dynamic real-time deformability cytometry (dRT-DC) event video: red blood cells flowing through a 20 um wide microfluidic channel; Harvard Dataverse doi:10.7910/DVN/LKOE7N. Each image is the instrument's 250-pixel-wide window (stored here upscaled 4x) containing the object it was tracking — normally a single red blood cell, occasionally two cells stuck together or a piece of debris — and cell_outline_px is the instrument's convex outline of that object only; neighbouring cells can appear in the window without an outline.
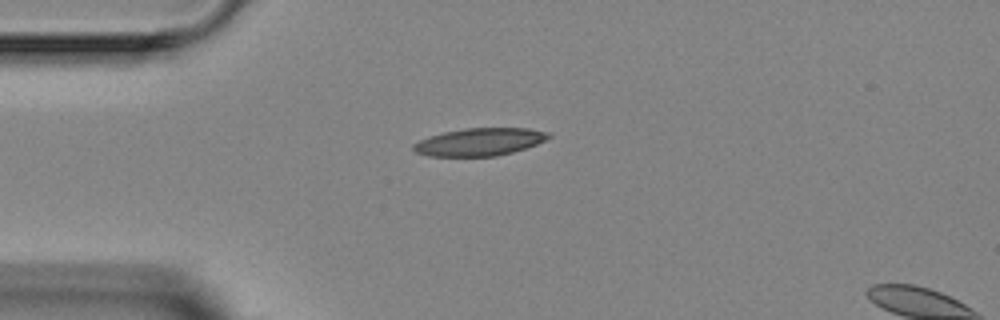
{"species": "Egyptian fruit bat (a non-hibernating species)", "species_latin": "Rousettus aegyptiacus", "temperature_condition": "room temperature", "stored_images_in_passage": 2, "camera_frame_rate_fps": 3000, "um_per_image_px": 0.085, "animal": {"sex": "female"}, "frame": {"image": 1, "passage_image": 1, "time_ms": 0.0, "image_size_px": [1000, 320], "cell_outline_px": [[552, 136], [536, 144], [512, 152], [496, 156], [428, 156], [416, 152], [412, 148], [412, 144], [420, 140], [444, 132], [464, 128], [528, 128], [548, 132]], "centroid_in_image_um": [40.76, 12.06], "position_along_channel_um": 44.2, "area_um2": 21.56}}